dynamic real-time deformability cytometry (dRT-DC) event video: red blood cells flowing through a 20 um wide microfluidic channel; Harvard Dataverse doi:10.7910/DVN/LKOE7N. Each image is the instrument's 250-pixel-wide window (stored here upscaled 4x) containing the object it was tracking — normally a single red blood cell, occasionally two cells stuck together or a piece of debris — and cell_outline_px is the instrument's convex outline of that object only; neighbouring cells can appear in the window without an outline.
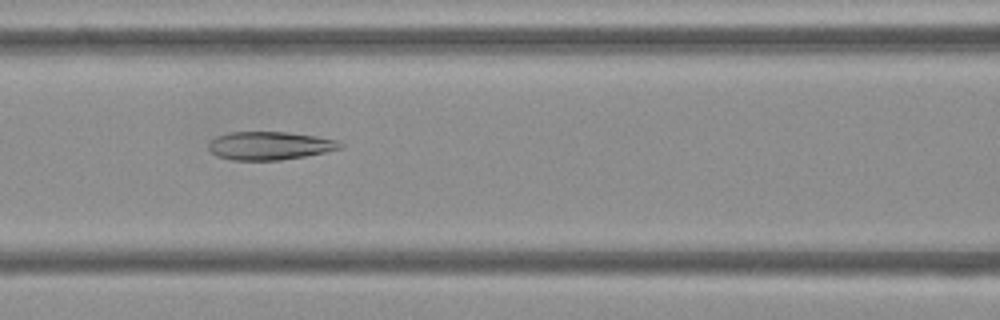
{"species": "Egyptian fruit bat (a non-hibernating species)", "species_latin": "Rousettus aegyptiacus", "temperature_condition": "cold", "stored_images_in_passage": 53, "camera_frame_rate_fps": 3000, "um_per_image_px": 0.085, "frame": {"image": 1, "passage_image": 22, "time_ms": 7.0, "image_size_px": [1000, 320], "cell_outline_px": [[344, 148], [304, 156], [280, 160], [232, 160], [216, 156], [208, 148], [208, 144], [216, 136], [228, 132], [284, 132], [316, 136], [340, 140], [344, 144]], "centroid_in_image_um": [22.95, 12.38], "position_along_channel_um": 143.7, "area_um2": 21.73}}
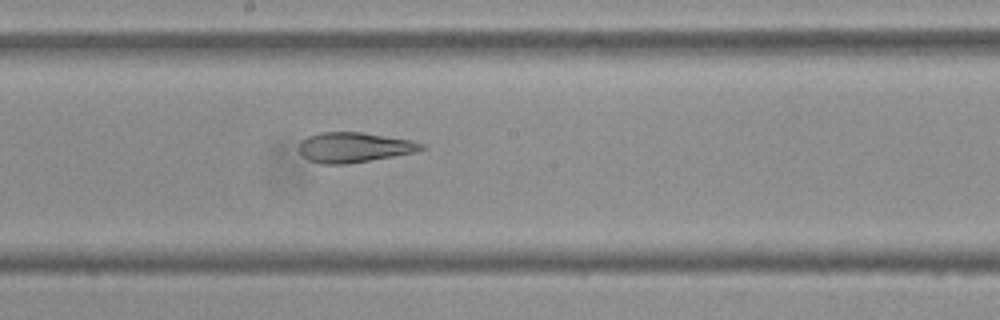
{"frame": {"image": 2, "passage_image": 28, "time_ms": 9.0, "image_size_px": [1000, 320], "cell_outline_px": [[428, 148], [416, 152], [348, 164], [320, 164], [308, 160], [300, 152], [300, 140], [308, 136], [320, 132], [360, 132], [412, 140], [428, 144]], "centroid_in_image_um": [30.15, 12.52], "position_along_channel_um": 218.1, "area_um2": 21.62}}
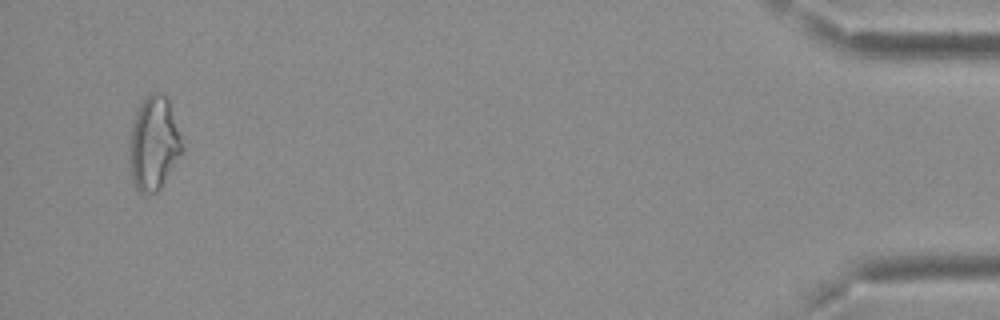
{"frame": {"image": 3, "passage_image": 51, "time_ms": 16.667, "image_size_px": [1000, 320], "cell_outline_px": [[184, 152], [160, 188], [156, 192], [144, 196], [136, 188], [132, 180], [128, 156], [128, 148], [132, 124], [136, 112], [140, 104], [152, 92], [160, 92], [168, 100], [184, 148]], "centroid_in_image_um": [13.05, 12.25], "position_along_channel_um": 422.1, "area_um2": 28.9}, "authors_computed_cell_mechanics": {"area_um2": 24.7962, "velocity_mm_per_s": 3.7227, "shape_relaxation_time_tau1_ms": null, "shape_relaxation_time_tau2_ms": 2.228, "deformation_change_tau1": null, "deformation_change_tau2": 0.0967}}